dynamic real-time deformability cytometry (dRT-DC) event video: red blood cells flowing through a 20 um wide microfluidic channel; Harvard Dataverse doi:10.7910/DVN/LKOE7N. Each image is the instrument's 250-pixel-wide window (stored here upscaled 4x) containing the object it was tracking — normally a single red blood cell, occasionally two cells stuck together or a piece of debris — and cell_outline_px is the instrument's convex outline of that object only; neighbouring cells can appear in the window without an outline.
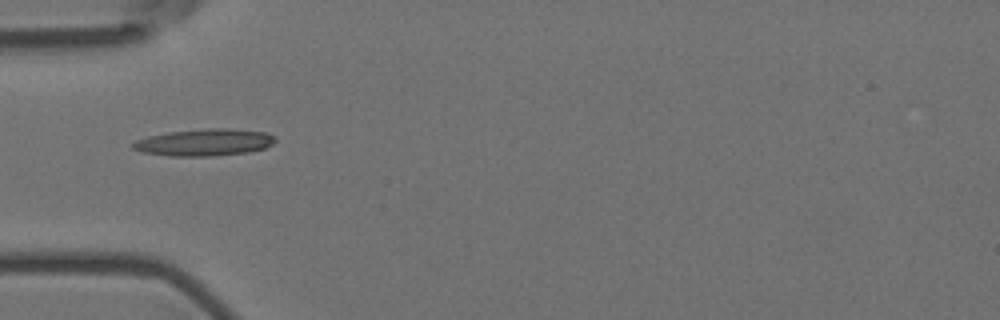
{"species": "Egyptian fruit bat (a non-hibernating species)", "species_latin": "Rousettus aegyptiacus", "temperature_condition": "room temperature", "stored_images_in_passage": 6, "camera_frame_rate_fps": 3000, "um_per_image_px": 0.085, "animal": {"sex": "female"}, "frame": {"image": 1, "passage_image": 4, "time_ms": 1.0, "image_size_px": [1000, 320], "cell_outline_px": [[276, 140], [272, 144], [264, 148], [248, 152], [212, 156], [172, 156], [140, 152], [132, 148], [128, 144], [136, 140], [148, 136], [168, 132], [204, 128], [224, 128], [268, 132], [276, 136]], "centroid_in_image_um": [17.35, 12.1], "position_along_channel_um": 67.7, "area_um2": 22.6}}
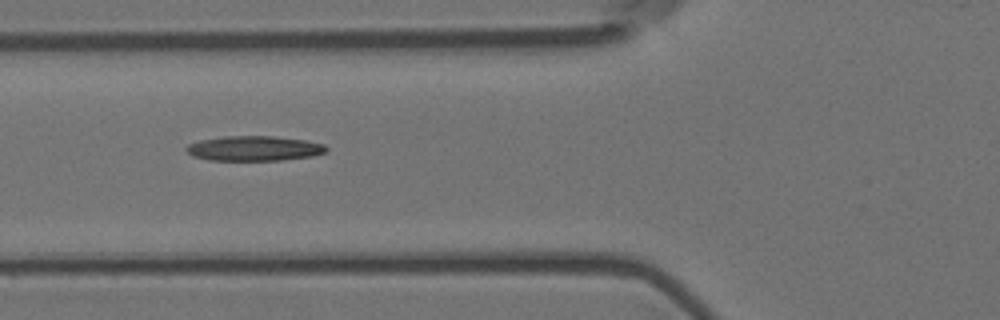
{"frame": {"image": 2, "passage_image": 5, "time_ms": 1.333, "image_size_px": [1000, 320], "cell_outline_px": [[328, 148], [324, 152], [312, 156], [280, 160], [208, 160], [192, 156], [184, 148], [188, 144], [200, 140], [224, 136], [272, 136], [304, 140], [324, 144]], "centroid_in_image_um": [21.56, 12.61], "position_along_channel_um": 104.2, "area_um2": 20.23}}
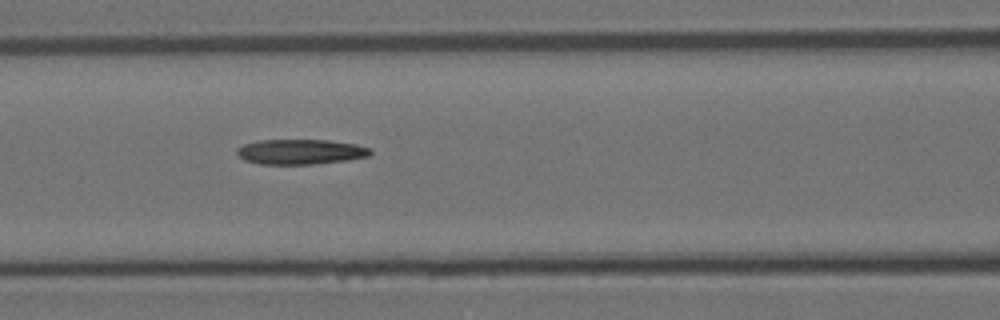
{"frame": {"image": 3, "passage_image": 6, "time_ms": 1.667, "image_size_px": [1000, 320], "cell_outline_px": [[372, 152], [368, 156], [348, 160], [312, 164], [260, 164], [244, 160], [236, 152], [236, 148], [244, 144], [260, 140], [328, 140], [356, 144], [372, 148]], "centroid_in_image_um": [25.55, 12.9], "position_along_channel_um": 141.0, "area_um2": 19.54}}